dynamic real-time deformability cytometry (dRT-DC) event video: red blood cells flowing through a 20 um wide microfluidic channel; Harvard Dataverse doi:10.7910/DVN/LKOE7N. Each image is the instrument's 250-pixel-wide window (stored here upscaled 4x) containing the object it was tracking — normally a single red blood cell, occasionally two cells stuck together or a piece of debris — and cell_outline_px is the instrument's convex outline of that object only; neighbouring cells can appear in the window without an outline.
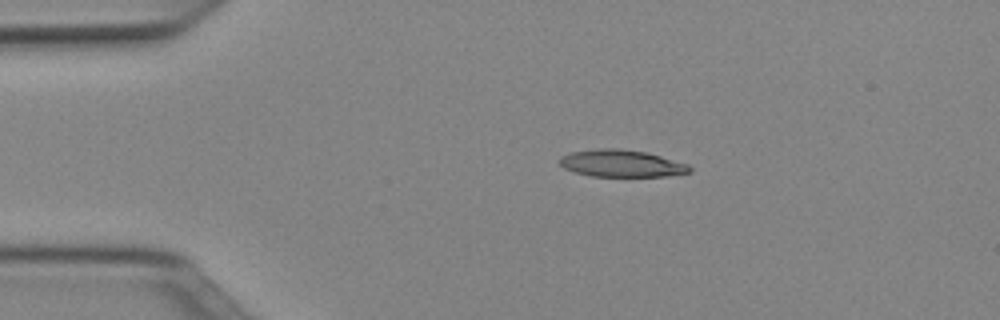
{"species": "Egyptian fruit bat (a non-hibernating species)", "species_latin": "Rousettus aegyptiacus", "temperature_condition": "cold", "stored_images_in_passage": 42, "camera_frame_rate_fps": 3000, "um_per_image_px": 0.085, "animal": {"sex": "female"}, "frame": {"image": 1, "passage_image": 1, "time_ms": 0.0, "image_size_px": [1000, 320], "cell_outline_px": [[692, 172], [664, 176], [592, 176], [576, 172], [564, 168], [556, 160], [560, 156], [572, 152], [596, 148], [620, 148], [644, 152], [660, 156], [688, 164], [692, 168]], "centroid_in_image_um": [52.79, 13.88], "position_along_channel_um": 32.2, "area_um2": 20.52}}
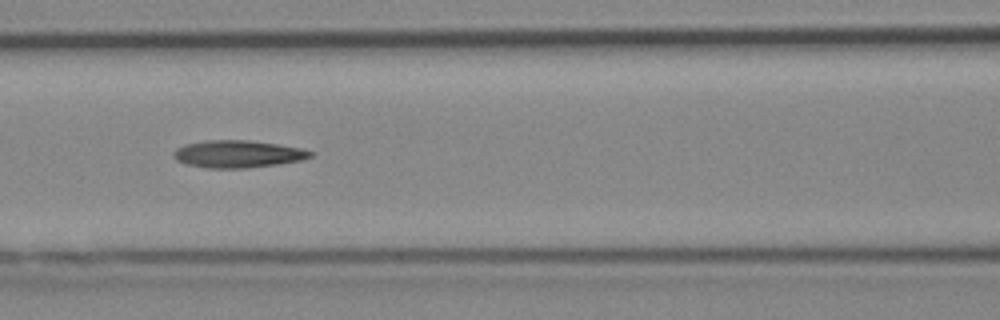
{"frame": {"image": 2, "passage_image": 13, "time_ms": 4.0, "image_size_px": [1000, 320], "cell_outline_px": [[316, 152], [312, 156], [300, 160], [276, 164], [248, 168], [208, 168], [184, 164], [176, 160], [172, 152], [176, 148], [184, 144], [208, 140], [248, 140], [276, 144], [300, 148]], "centroid_in_image_um": [20.18, 13.09], "position_along_channel_um": 146.4, "area_um2": 21.79}}
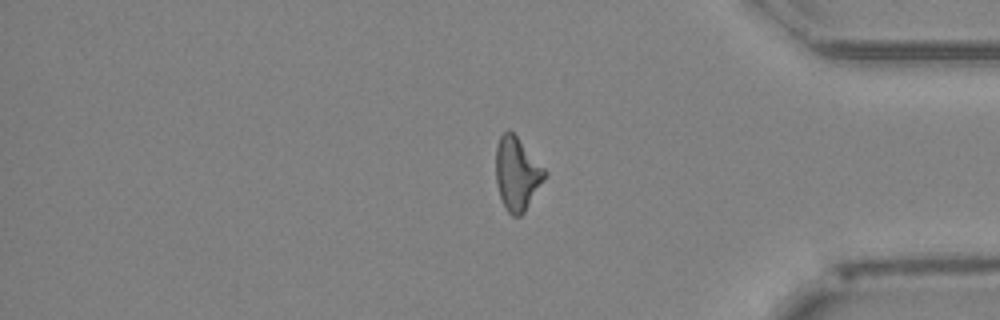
{"frame": {"image": 3, "passage_image": 33, "time_ms": 10.667, "image_size_px": [1000, 320], "cell_outline_px": [[548, 172], [544, 180], [524, 212], [520, 216], [512, 216], [504, 208], [500, 196], [496, 180], [496, 144], [500, 136], [504, 132], [512, 132], [516, 136]], "centroid_in_image_um": [43.94, 14.79], "position_along_channel_um": 391.3, "area_um2": 20.58}, "authors_computed_cell_mechanics": {"area_um2": 20.8947, "velocity_mm_per_s": 4.0065, "shape_relaxation_time_tau1_ms": 10.541, "shape_relaxation_time_tau2_ms": 7.1003, "deformation_change_tau1": 0.2475, "deformation_change_tau2": 0.2135}}